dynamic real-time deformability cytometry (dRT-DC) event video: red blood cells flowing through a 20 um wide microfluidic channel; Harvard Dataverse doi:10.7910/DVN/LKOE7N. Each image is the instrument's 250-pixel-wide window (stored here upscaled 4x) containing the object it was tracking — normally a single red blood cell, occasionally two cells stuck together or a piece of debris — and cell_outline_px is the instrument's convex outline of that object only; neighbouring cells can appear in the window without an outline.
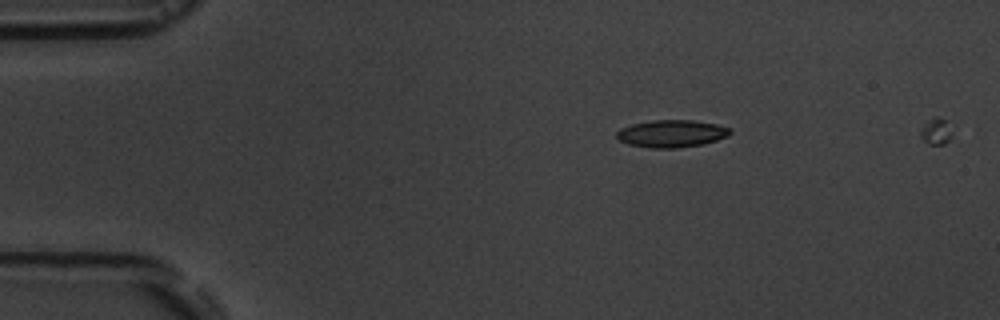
{"species": "common noctule bat (a hibernating species)", "species_latin": "Nyctalus noctula", "temperature_condition": "room temperature", "stored_images_in_passage": 3, "camera_frame_rate_fps": 3000, "um_per_image_px": 0.085, "animal": {"sex": "male", "body_mass_g": 19.5, "forearm_length_mm": 54.6}, "frame": {"image": 1, "passage_image": 1, "time_ms": 0.0, "image_size_px": [1000, 320], "cell_outline_px": [[732, 132], [728, 136], [704, 144], [676, 148], [652, 148], [628, 144], [620, 140], [616, 136], [616, 132], [620, 128], [632, 124], [652, 120], [692, 120], [716, 124], [732, 128]], "centroid_in_image_um": [57.1, 11.35], "position_along_channel_um": 27.9, "area_um2": 18.15}}